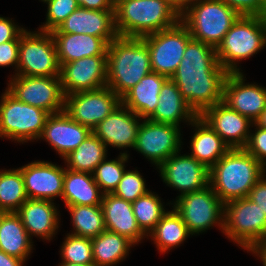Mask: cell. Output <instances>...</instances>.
I'll use <instances>...</instances> for the list:
<instances>
[{
	"mask_svg": "<svg viewBox=\"0 0 266 266\" xmlns=\"http://www.w3.org/2000/svg\"><path fill=\"white\" fill-rule=\"evenodd\" d=\"M227 75L228 72L218 63L216 49L191 38L170 79L188 106L200 116L207 108L222 102Z\"/></svg>",
	"mask_w": 266,
	"mask_h": 266,
	"instance_id": "cell-1",
	"label": "cell"
},
{
	"mask_svg": "<svg viewBox=\"0 0 266 266\" xmlns=\"http://www.w3.org/2000/svg\"><path fill=\"white\" fill-rule=\"evenodd\" d=\"M265 171L244 148H231L209 170V186L225 204L248 197Z\"/></svg>",
	"mask_w": 266,
	"mask_h": 266,
	"instance_id": "cell-2",
	"label": "cell"
},
{
	"mask_svg": "<svg viewBox=\"0 0 266 266\" xmlns=\"http://www.w3.org/2000/svg\"><path fill=\"white\" fill-rule=\"evenodd\" d=\"M151 72L148 46L142 38L118 36L108 44L106 86L120 98Z\"/></svg>",
	"mask_w": 266,
	"mask_h": 266,
	"instance_id": "cell-3",
	"label": "cell"
},
{
	"mask_svg": "<svg viewBox=\"0 0 266 266\" xmlns=\"http://www.w3.org/2000/svg\"><path fill=\"white\" fill-rule=\"evenodd\" d=\"M179 21L180 16L166 0L115 1V27L120 37L143 38Z\"/></svg>",
	"mask_w": 266,
	"mask_h": 266,
	"instance_id": "cell-4",
	"label": "cell"
},
{
	"mask_svg": "<svg viewBox=\"0 0 266 266\" xmlns=\"http://www.w3.org/2000/svg\"><path fill=\"white\" fill-rule=\"evenodd\" d=\"M265 46L266 18L240 16L216 48V57L228 73L241 72L235 63L257 54Z\"/></svg>",
	"mask_w": 266,
	"mask_h": 266,
	"instance_id": "cell-5",
	"label": "cell"
},
{
	"mask_svg": "<svg viewBox=\"0 0 266 266\" xmlns=\"http://www.w3.org/2000/svg\"><path fill=\"white\" fill-rule=\"evenodd\" d=\"M239 17L235 10L220 0H196L180 16V21L193 39L216 49Z\"/></svg>",
	"mask_w": 266,
	"mask_h": 266,
	"instance_id": "cell-6",
	"label": "cell"
},
{
	"mask_svg": "<svg viewBox=\"0 0 266 266\" xmlns=\"http://www.w3.org/2000/svg\"><path fill=\"white\" fill-rule=\"evenodd\" d=\"M50 113L23 103L7 89L0 101V137L27 142L40 139Z\"/></svg>",
	"mask_w": 266,
	"mask_h": 266,
	"instance_id": "cell-7",
	"label": "cell"
},
{
	"mask_svg": "<svg viewBox=\"0 0 266 266\" xmlns=\"http://www.w3.org/2000/svg\"><path fill=\"white\" fill-rule=\"evenodd\" d=\"M223 233L249 251L266 237V214L248 197L226 202Z\"/></svg>",
	"mask_w": 266,
	"mask_h": 266,
	"instance_id": "cell-8",
	"label": "cell"
},
{
	"mask_svg": "<svg viewBox=\"0 0 266 266\" xmlns=\"http://www.w3.org/2000/svg\"><path fill=\"white\" fill-rule=\"evenodd\" d=\"M20 33L17 73L22 76H59L60 65L55 41L50 32ZM37 32V33H36Z\"/></svg>",
	"mask_w": 266,
	"mask_h": 266,
	"instance_id": "cell-9",
	"label": "cell"
},
{
	"mask_svg": "<svg viewBox=\"0 0 266 266\" xmlns=\"http://www.w3.org/2000/svg\"><path fill=\"white\" fill-rule=\"evenodd\" d=\"M173 208L192 235L204 232L217 223L223 231L224 203L210 186L197 192L179 195Z\"/></svg>",
	"mask_w": 266,
	"mask_h": 266,
	"instance_id": "cell-10",
	"label": "cell"
},
{
	"mask_svg": "<svg viewBox=\"0 0 266 266\" xmlns=\"http://www.w3.org/2000/svg\"><path fill=\"white\" fill-rule=\"evenodd\" d=\"M191 38L188 28L181 21L171 28L143 37L148 46L152 72L171 78Z\"/></svg>",
	"mask_w": 266,
	"mask_h": 266,
	"instance_id": "cell-11",
	"label": "cell"
},
{
	"mask_svg": "<svg viewBox=\"0 0 266 266\" xmlns=\"http://www.w3.org/2000/svg\"><path fill=\"white\" fill-rule=\"evenodd\" d=\"M7 90L18 100L50 114L64 111L65 96L59 76L14 75Z\"/></svg>",
	"mask_w": 266,
	"mask_h": 266,
	"instance_id": "cell-12",
	"label": "cell"
},
{
	"mask_svg": "<svg viewBox=\"0 0 266 266\" xmlns=\"http://www.w3.org/2000/svg\"><path fill=\"white\" fill-rule=\"evenodd\" d=\"M120 104L121 98L105 86L65 96L64 111L74 121L93 130Z\"/></svg>",
	"mask_w": 266,
	"mask_h": 266,
	"instance_id": "cell-13",
	"label": "cell"
},
{
	"mask_svg": "<svg viewBox=\"0 0 266 266\" xmlns=\"http://www.w3.org/2000/svg\"><path fill=\"white\" fill-rule=\"evenodd\" d=\"M179 126L144 119L138 129L134 149L144 155L157 168L170 156L180 152Z\"/></svg>",
	"mask_w": 266,
	"mask_h": 266,
	"instance_id": "cell-14",
	"label": "cell"
},
{
	"mask_svg": "<svg viewBox=\"0 0 266 266\" xmlns=\"http://www.w3.org/2000/svg\"><path fill=\"white\" fill-rule=\"evenodd\" d=\"M64 96L103 88L107 81V55L84 57L60 65Z\"/></svg>",
	"mask_w": 266,
	"mask_h": 266,
	"instance_id": "cell-15",
	"label": "cell"
},
{
	"mask_svg": "<svg viewBox=\"0 0 266 266\" xmlns=\"http://www.w3.org/2000/svg\"><path fill=\"white\" fill-rule=\"evenodd\" d=\"M179 152L170 156L158 168L163 181L181 191L180 195L203 190L209 186V169L191 155Z\"/></svg>",
	"mask_w": 266,
	"mask_h": 266,
	"instance_id": "cell-16",
	"label": "cell"
},
{
	"mask_svg": "<svg viewBox=\"0 0 266 266\" xmlns=\"http://www.w3.org/2000/svg\"><path fill=\"white\" fill-rule=\"evenodd\" d=\"M243 78L242 72L228 73L224 82L222 102L255 122L266 107V88L245 84Z\"/></svg>",
	"mask_w": 266,
	"mask_h": 266,
	"instance_id": "cell-17",
	"label": "cell"
},
{
	"mask_svg": "<svg viewBox=\"0 0 266 266\" xmlns=\"http://www.w3.org/2000/svg\"><path fill=\"white\" fill-rule=\"evenodd\" d=\"M230 148H244L253 122L220 102L200 115Z\"/></svg>",
	"mask_w": 266,
	"mask_h": 266,
	"instance_id": "cell-18",
	"label": "cell"
},
{
	"mask_svg": "<svg viewBox=\"0 0 266 266\" xmlns=\"http://www.w3.org/2000/svg\"><path fill=\"white\" fill-rule=\"evenodd\" d=\"M21 170L28 199L51 200L62 197L65 168L45 161H34Z\"/></svg>",
	"mask_w": 266,
	"mask_h": 266,
	"instance_id": "cell-19",
	"label": "cell"
},
{
	"mask_svg": "<svg viewBox=\"0 0 266 266\" xmlns=\"http://www.w3.org/2000/svg\"><path fill=\"white\" fill-rule=\"evenodd\" d=\"M50 33L89 34L101 37L109 44L118 37L115 10L100 11L78 7Z\"/></svg>",
	"mask_w": 266,
	"mask_h": 266,
	"instance_id": "cell-20",
	"label": "cell"
},
{
	"mask_svg": "<svg viewBox=\"0 0 266 266\" xmlns=\"http://www.w3.org/2000/svg\"><path fill=\"white\" fill-rule=\"evenodd\" d=\"M140 118L122 103L92 132L106 145L119 148L135 147Z\"/></svg>",
	"mask_w": 266,
	"mask_h": 266,
	"instance_id": "cell-21",
	"label": "cell"
},
{
	"mask_svg": "<svg viewBox=\"0 0 266 266\" xmlns=\"http://www.w3.org/2000/svg\"><path fill=\"white\" fill-rule=\"evenodd\" d=\"M91 133L90 128L74 121L65 111H61L49 115L40 138L49 142L64 159Z\"/></svg>",
	"mask_w": 266,
	"mask_h": 266,
	"instance_id": "cell-22",
	"label": "cell"
},
{
	"mask_svg": "<svg viewBox=\"0 0 266 266\" xmlns=\"http://www.w3.org/2000/svg\"><path fill=\"white\" fill-rule=\"evenodd\" d=\"M101 208L106 230L126 237L133 244H137L146 236L137 224L132 202L107 193L103 194Z\"/></svg>",
	"mask_w": 266,
	"mask_h": 266,
	"instance_id": "cell-23",
	"label": "cell"
},
{
	"mask_svg": "<svg viewBox=\"0 0 266 266\" xmlns=\"http://www.w3.org/2000/svg\"><path fill=\"white\" fill-rule=\"evenodd\" d=\"M16 213L30 238L35 235L50 240L59 228V213L51 200L27 199Z\"/></svg>",
	"mask_w": 266,
	"mask_h": 266,
	"instance_id": "cell-24",
	"label": "cell"
},
{
	"mask_svg": "<svg viewBox=\"0 0 266 266\" xmlns=\"http://www.w3.org/2000/svg\"><path fill=\"white\" fill-rule=\"evenodd\" d=\"M57 49L59 65L84 57L107 55L108 43L89 34L51 33Z\"/></svg>",
	"mask_w": 266,
	"mask_h": 266,
	"instance_id": "cell-25",
	"label": "cell"
},
{
	"mask_svg": "<svg viewBox=\"0 0 266 266\" xmlns=\"http://www.w3.org/2000/svg\"><path fill=\"white\" fill-rule=\"evenodd\" d=\"M197 117L183 99L177 85L168 78L161 87L158 104L148 120L179 126L185 120L189 124Z\"/></svg>",
	"mask_w": 266,
	"mask_h": 266,
	"instance_id": "cell-26",
	"label": "cell"
},
{
	"mask_svg": "<svg viewBox=\"0 0 266 266\" xmlns=\"http://www.w3.org/2000/svg\"><path fill=\"white\" fill-rule=\"evenodd\" d=\"M167 79L158 73H149L121 98V103L141 119H148L156 109L161 87Z\"/></svg>",
	"mask_w": 266,
	"mask_h": 266,
	"instance_id": "cell-27",
	"label": "cell"
},
{
	"mask_svg": "<svg viewBox=\"0 0 266 266\" xmlns=\"http://www.w3.org/2000/svg\"><path fill=\"white\" fill-rule=\"evenodd\" d=\"M191 125L196 129L191 140L190 155L210 170L231 148L201 116H197Z\"/></svg>",
	"mask_w": 266,
	"mask_h": 266,
	"instance_id": "cell-28",
	"label": "cell"
},
{
	"mask_svg": "<svg viewBox=\"0 0 266 266\" xmlns=\"http://www.w3.org/2000/svg\"><path fill=\"white\" fill-rule=\"evenodd\" d=\"M102 197L103 193L91 173L65 169L62 199L66 206L101 205Z\"/></svg>",
	"mask_w": 266,
	"mask_h": 266,
	"instance_id": "cell-29",
	"label": "cell"
},
{
	"mask_svg": "<svg viewBox=\"0 0 266 266\" xmlns=\"http://www.w3.org/2000/svg\"><path fill=\"white\" fill-rule=\"evenodd\" d=\"M31 241L16 212L0 213V250L25 261L32 250Z\"/></svg>",
	"mask_w": 266,
	"mask_h": 266,
	"instance_id": "cell-30",
	"label": "cell"
},
{
	"mask_svg": "<svg viewBox=\"0 0 266 266\" xmlns=\"http://www.w3.org/2000/svg\"><path fill=\"white\" fill-rule=\"evenodd\" d=\"M94 266H113L123 261L134 245L126 237L105 230L91 239Z\"/></svg>",
	"mask_w": 266,
	"mask_h": 266,
	"instance_id": "cell-31",
	"label": "cell"
},
{
	"mask_svg": "<svg viewBox=\"0 0 266 266\" xmlns=\"http://www.w3.org/2000/svg\"><path fill=\"white\" fill-rule=\"evenodd\" d=\"M106 156L107 146L92 132L64 160L67 169L92 174Z\"/></svg>",
	"mask_w": 266,
	"mask_h": 266,
	"instance_id": "cell-32",
	"label": "cell"
},
{
	"mask_svg": "<svg viewBox=\"0 0 266 266\" xmlns=\"http://www.w3.org/2000/svg\"><path fill=\"white\" fill-rule=\"evenodd\" d=\"M148 235L153 238L152 240L156 243L158 250L164 253L179 246L191 233L181 216L173 209L162 216L154 230Z\"/></svg>",
	"mask_w": 266,
	"mask_h": 266,
	"instance_id": "cell-33",
	"label": "cell"
},
{
	"mask_svg": "<svg viewBox=\"0 0 266 266\" xmlns=\"http://www.w3.org/2000/svg\"><path fill=\"white\" fill-rule=\"evenodd\" d=\"M28 199L19 168L0 171V212H17Z\"/></svg>",
	"mask_w": 266,
	"mask_h": 266,
	"instance_id": "cell-34",
	"label": "cell"
},
{
	"mask_svg": "<svg viewBox=\"0 0 266 266\" xmlns=\"http://www.w3.org/2000/svg\"><path fill=\"white\" fill-rule=\"evenodd\" d=\"M66 207L71 213L75 230L71 234L92 239L106 230L101 205H75Z\"/></svg>",
	"mask_w": 266,
	"mask_h": 266,
	"instance_id": "cell-35",
	"label": "cell"
},
{
	"mask_svg": "<svg viewBox=\"0 0 266 266\" xmlns=\"http://www.w3.org/2000/svg\"><path fill=\"white\" fill-rule=\"evenodd\" d=\"M158 195L151 191L132 202L133 213L141 231L148 237L165 211Z\"/></svg>",
	"mask_w": 266,
	"mask_h": 266,
	"instance_id": "cell-36",
	"label": "cell"
},
{
	"mask_svg": "<svg viewBox=\"0 0 266 266\" xmlns=\"http://www.w3.org/2000/svg\"><path fill=\"white\" fill-rule=\"evenodd\" d=\"M127 153H120L116 160L106 158L95 168L92 173L95 182L98 184L103 194L113 193L120 182L125 171V162L128 159Z\"/></svg>",
	"mask_w": 266,
	"mask_h": 266,
	"instance_id": "cell-37",
	"label": "cell"
},
{
	"mask_svg": "<svg viewBox=\"0 0 266 266\" xmlns=\"http://www.w3.org/2000/svg\"><path fill=\"white\" fill-rule=\"evenodd\" d=\"M61 247L62 262L94 265L91 238L69 233Z\"/></svg>",
	"mask_w": 266,
	"mask_h": 266,
	"instance_id": "cell-38",
	"label": "cell"
},
{
	"mask_svg": "<svg viewBox=\"0 0 266 266\" xmlns=\"http://www.w3.org/2000/svg\"><path fill=\"white\" fill-rule=\"evenodd\" d=\"M148 192L149 190L146 188L144 178L137 170H125L113 194L119 198L133 202Z\"/></svg>",
	"mask_w": 266,
	"mask_h": 266,
	"instance_id": "cell-39",
	"label": "cell"
},
{
	"mask_svg": "<svg viewBox=\"0 0 266 266\" xmlns=\"http://www.w3.org/2000/svg\"><path fill=\"white\" fill-rule=\"evenodd\" d=\"M45 3L48 5L47 17L40 30L46 32L57 29L79 7L76 0H47Z\"/></svg>",
	"mask_w": 266,
	"mask_h": 266,
	"instance_id": "cell-40",
	"label": "cell"
},
{
	"mask_svg": "<svg viewBox=\"0 0 266 266\" xmlns=\"http://www.w3.org/2000/svg\"><path fill=\"white\" fill-rule=\"evenodd\" d=\"M256 126L255 133H250L248 143L244 149L266 168V129Z\"/></svg>",
	"mask_w": 266,
	"mask_h": 266,
	"instance_id": "cell-41",
	"label": "cell"
},
{
	"mask_svg": "<svg viewBox=\"0 0 266 266\" xmlns=\"http://www.w3.org/2000/svg\"><path fill=\"white\" fill-rule=\"evenodd\" d=\"M235 10L240 16L265 18V0H220Z\"/></svg>",
	"mask_w": 266,
	"mask_h": 266,
	"instance_id": "cell-42",
	"label": "cell"
},
{
	"mask_svg": "<svg viewBox=\"0 0 266 266\" xmlns=\"http://www.w3.org/2000/svg\"><path fill=\"white\" fill-rule=\"evenodd\" d=\"M20 34L11 41L0 44V66H15L19 62Z\"/></svg>",
	"mask_w": 266,
	"mask_h": 266,
	"instance_id": "cell-43",
	"label": "cell"
},
{
	"mask_svg": "<svg viewBox=\"0 0 266 266\" xmlns=\"http://www.w3.org/2000/svg\"><path fill=\"white\" fill-rule=\"evenodd\" d=\"M12 22L11 19L0 17V44L14 40L25 29Z\"/></svg>",
	"mask_w": 266,
	"mask_h": 266,
	"instance_id": "cell-44",
	"label": "cell"
},
{
	"mask_svg": "<svg viewBox=\"0 0 266 266\" xmlns=\"http://www.w3.org/2000/svg\"><path fill=\"white\" fill-rule=\"evenodd\" d=\"M266 175L264 174L260 180L251 189L248 198L252 200L266 214Z\"/></svg>",
	"mask_w": 266,
	"mask_h": 266,
	"instance_id": "cell-45",
	"label": "cell"
},
{
	"mask_svg": "<svg viewBox=\"0 0 266 266\" xmlns=\"http://www.w3.org/2000/svg\"><path fill=\"white\" fill-rule=\"evenodd\" d=\"M79 7L92 10H115L114 0H76Z\"/></svg>",
	"mask_w": 266,
	"mask_h": 266,
	"instance_id": "cell-46",
	"label": "cell"
},
{
	"mask_svg": "<svg viewBox=\"0 0 266 266\" xmlns=\"http://www.w3.org/2000/svg\"><path fill=\"white\" fill-rule=\"evenodd\" d=\"M175 12L181 16L196 0H166Z\"/></svg>",
	"mask_w": 266,
	"mask_h": 266,
	"instance_id": "cell-47",
	"label": "cell"
},
{
	"mask_svg": "<svg viewBox=\"0 0 266 266\" xmlns=\"http://www.w3.org/2000/svg\"><path fill=\"white\" fill-rule=\"evenodd\" d=\"M25 261L0 250V266H23Z\"/></svg>",
	"mask_w": 266,
	"mask_h": 266,
	"instance_id": "cell-48",
	"label": "cell"
},
{
	"mask_svg": "<svg viewBox=\"0 0 266 266\" xmlns=\"http://www.w3.org/2000/svg\"><path fill=\"white\" fill-rule=\"evenodd\" d=\"M249 251L260 257L263 265L266 266V237L260 239Z\"/></svg>",
	"mask_w": 266,
	"mask_h": 266,
	"instance_id": "cell-49",
	"label": "cell"
},
{
	"mask_svg": "<svg viewBox=\"0 0 266 266\" xmlns=\"http://www.w3.org/2000/svg\"><path fill=\"white\" fill-rule=\"evenodd\" d=\"M257 126L266 129V107L254 122Z\"/></svg>",
	"mask_w": 266,
	"mask_h": 266,
	"instance_id": "cell-50",
	"label": "cell"
},
{
	"mask_svg": "<svg viewBox=\"0 0 266 266\" xmlns=\"http://www.w3.org/2000/svg\"><path fill=\"white\" fill-rule=\"evenodd\" d=\"M60 264L61 265L59 266H94V265H82V264H74V263H67V262H62Z\"/></svg>",
	"mask_w": 266,
	"mask_h": 266,
	"instance_id": "cell-51",
	"label": "cell"
},
{
	"mask_svg": "<svg viewBox=\"0 0 266 266\" xmlns=\"http://www.w3.org/2000/svg\"><path fill=\"white\" fill-rule=\"evenodd\" d=\"M265 18H266V0H265Z\"/></svg>",
	"mask_w": 266,
	"mask_h": 266,
	"instance_id": "cell-52",
	"label": "cell"
}]
</instances>
